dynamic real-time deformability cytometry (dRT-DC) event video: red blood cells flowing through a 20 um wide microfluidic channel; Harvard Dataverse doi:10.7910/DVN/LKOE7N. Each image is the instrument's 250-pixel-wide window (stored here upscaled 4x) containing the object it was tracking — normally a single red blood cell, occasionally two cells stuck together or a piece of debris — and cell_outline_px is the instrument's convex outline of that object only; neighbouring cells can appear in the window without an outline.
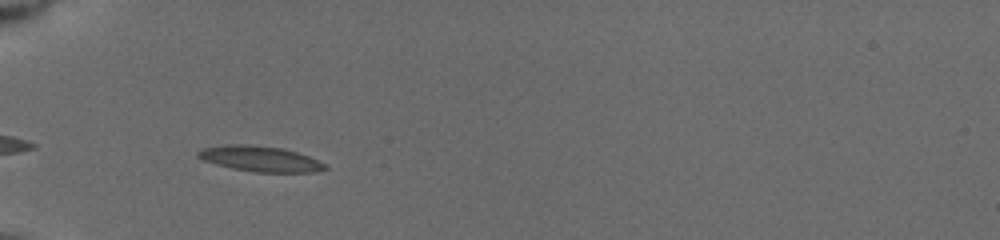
{"species": "common noctule bat (a hibernating species)", "species_latin": "Nyctalus noctula", "temperature_condition": "cold", "stored_images_in_passage": 4, "camera_frame_rate_fps": 3000, "um_per_image_px": 0.085, "animal": {"sex": "female", "body_mass_g": 19.5, "forearm_length_mm": 54.1}, "frame": {"image": 1, "passage_image": 2, "time_ms": 0.667, "image_size_px": [1000, 240], "cell_outline_px": [[328, 168], [316, 172], [256, 172], [232, 168], [216, 164], [204, 160], [196, 156], [196, 152], [204, 148], [224, 144], [248, 144], [284, 148], [308, 156], [324, 164]], "centroid_in_image_um": [22.09, 13.49], "position_along_channel_um": 62.9, "area_um2": 18.79}}
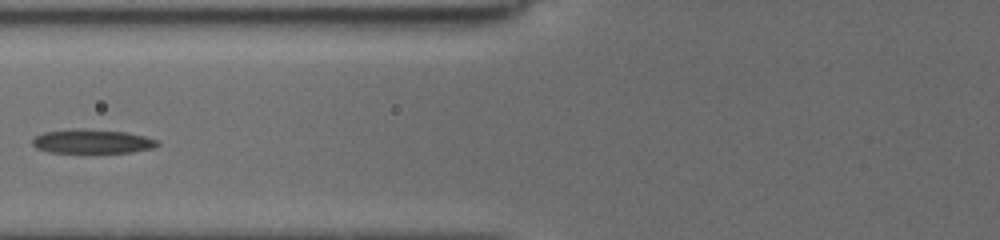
{"frame": {"image": 2, "passage_image": 3, "time_ms": 2.333, "image_size_px": [1000, 240], "cell_outline_px": [[160, 144], [152, 148], [128, 152], [48, 152], [36, 148], [32, 144], [32, 140], [36, 136], [44, 132], [76, 128], [84, 128], [124, 132], [144, 136], [156, 140]], "centroid_in_image_um": [7.79, 12.01], "position_along_channel_um": 118.0, "area_um2": 17.34}}
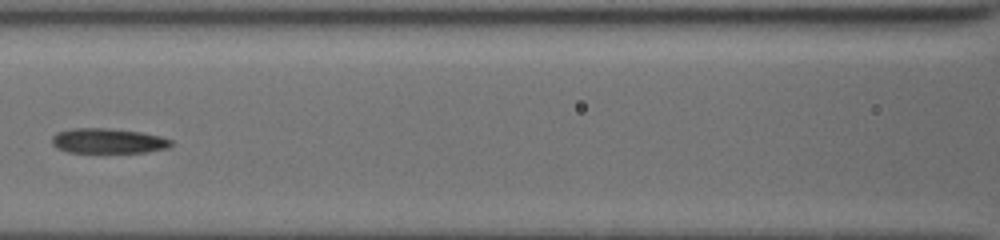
{"frame": {"image": 3, "passage_image": 4, "time_ms": 3.333, "image_size_px": [1000, 240], "cell_outline_px": [[172, 144], [168, 148], [144, 152], [68, 152], [56, 148], [52, 144], [52, 136], [56, 132], [72, 128], [108, 128], [140, 132], [160, 136], [172, 140]], "centroid_in_image_um": [9.15, 11.97], "position_along_channel_um": 157.4, "area_um2": 17.34}}